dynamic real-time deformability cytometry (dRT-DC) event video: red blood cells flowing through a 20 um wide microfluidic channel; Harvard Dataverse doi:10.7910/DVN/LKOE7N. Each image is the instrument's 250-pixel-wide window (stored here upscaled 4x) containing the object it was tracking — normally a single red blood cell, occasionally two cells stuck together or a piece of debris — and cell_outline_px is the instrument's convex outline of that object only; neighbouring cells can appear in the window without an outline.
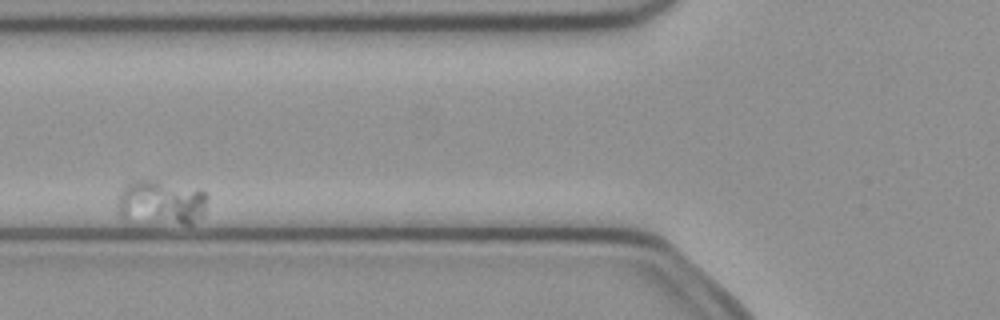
{"species": "common noctule bat (a hibernating species)", "species_latin": "Nyctalus noctula", "temperature_condition": "cold", "stored_images_in_passage": 4, "segment_of_instrument_passage": [1, 2], "camera_frame_rate_fps": 3000, "um_per_image_px": 0.085, "animal": {"sex": "female", "body_mass_g": 21.9}, "frame": {"image": 1, "passage_image": 2, "time_ms": 0.333, "image_size_px": [1000, 320], "cell_outline_px": [[208, 196], [204, 212], [192, 224], [180, 224], [120, 216], [116, 208], [116, 196], [120, 188], [128, 180], [156, 180], [200, 188], [208, 192]], "centroid_in_image_um": [13.69, 17.13], "position_along_channel_um": 112.1, "area_um2": 23.64}}